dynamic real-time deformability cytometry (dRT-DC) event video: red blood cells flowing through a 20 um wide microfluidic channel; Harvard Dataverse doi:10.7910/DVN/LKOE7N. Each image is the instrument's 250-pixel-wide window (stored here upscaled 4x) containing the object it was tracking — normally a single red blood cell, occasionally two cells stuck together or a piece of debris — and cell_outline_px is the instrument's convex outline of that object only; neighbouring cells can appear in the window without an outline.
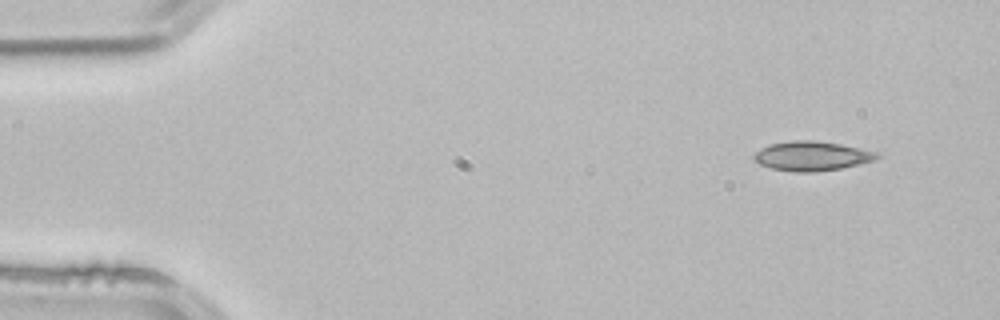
{"species": "common noctule bat (a hibernating species)", "species_latin": "Nyctalus noctula", "temperature_condition": "room temperature", "stored_images_in_passage": 3, "camera_frame_rate_fps": 3000, "um_per_image_px": 0.085, "animal": {"sex": "male", "body_mass_g": 21.5, "forearm_length_mm": 52.0}, "frame": {"image": 1, "passage_image": 1, "time_ms": 0.0, "image_size_px": [1000, 320], "cell_outline_px": [[880, 156], [876, 160], [840, 168], [812, 172], [796, 172], [772, 168], [760, 164], [752, 156], [760, 148], [768, 144], [792, 140], [812, 140], [840, 144], [876, 152]], "centroid_in_image_um": [68.97, 13.25], "position_along_channel_um": 16.0, "area_um2": 20.87}}
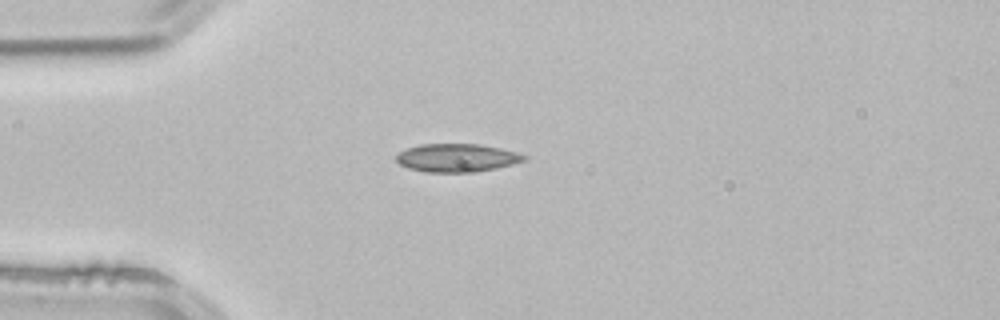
{"frame": {"image": 2, "passage_image": 3, "time_ms": 0.667, "image_size_px": [1000, 320], "cell_outline_px": [[528, 160], [496, 168], [476, 172], [428, 172], [408, 168], [400, 164], [396, 160], [396, 156], [400, 152], [408, 148], [420, 144], [480, 144], [500, 148], [516, 152], [528, 156]], "centroid_in_image_um": [38.87, 13.41], "position_along_channel_um": 46.1, "area_um2": 20.98}}